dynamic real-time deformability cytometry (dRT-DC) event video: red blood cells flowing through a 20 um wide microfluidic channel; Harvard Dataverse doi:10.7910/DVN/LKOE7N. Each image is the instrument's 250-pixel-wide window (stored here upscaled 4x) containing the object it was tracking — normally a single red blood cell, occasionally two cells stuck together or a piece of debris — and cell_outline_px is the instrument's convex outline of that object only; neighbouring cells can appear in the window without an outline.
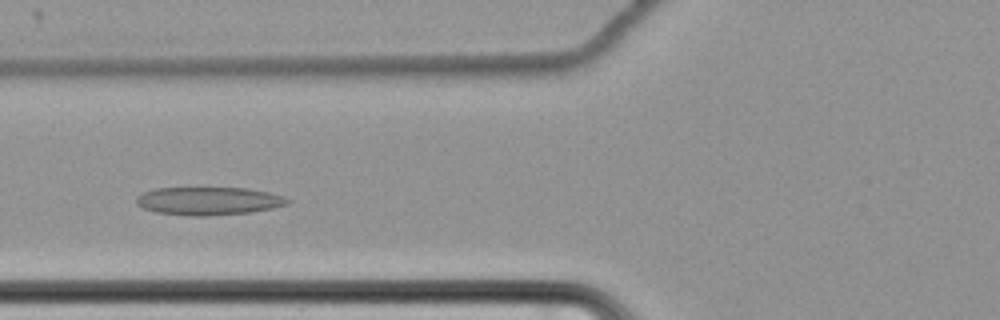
{"species": "common noctule bat (a hibernating species)", "species_latin": "Nyctalus noctula", "temperature_condition": "cold", "stored_images_in_passage": 57, "camera_frame_rate_fps": 3000, "um_per_image_px": 0.085, "animal": {"sex": "female", "body_mass_g": 22.7, "forearm_length_mm": 54.2}, "frame": {"image": 1, "passage_image": 21, "time_ms": 6.667, "image_size_px": [1000, 320], "cell_outline_px": [[292, 200], [288, 204], [272, 208], [252, 212], [208, 216], [192, 216], [156, 212], [144, 208], [136, 204], [136, 196], [152, 188], [248, 188], [268, 192], [284, 196]], "centroid_in_image_um": [17.74, 17.08], "position_along_channel_um": 108.1, "area_um2": 24.85}}
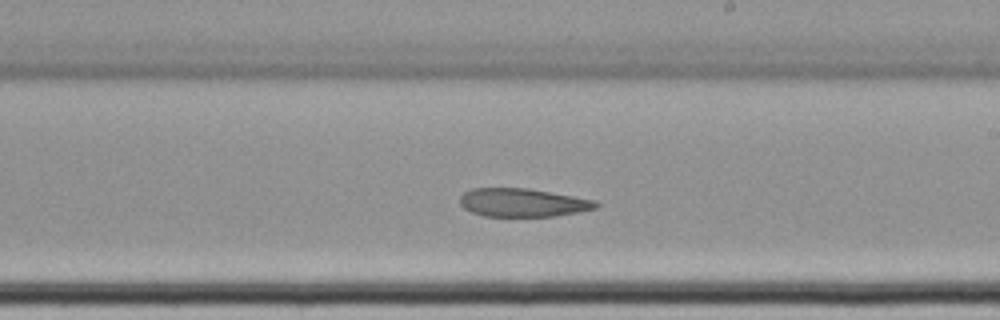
{"frame": {"image": 2, "passage_image": 33, "time_ms": 10.667, "image_size_px": [1000, 320], "cell_outline_px": [[600, 204], [596, 208], [580, 212], [556, 216], [484, 216], [472, 212], [464, 208], [460, 204], [460, 196], [464, 192], [472, 188], [528, 188], [596, 200]], "centroid_in_image_um": [44.44, 17.22], "position_along_channel_um": 244.6, "area_um2": 22.54}}
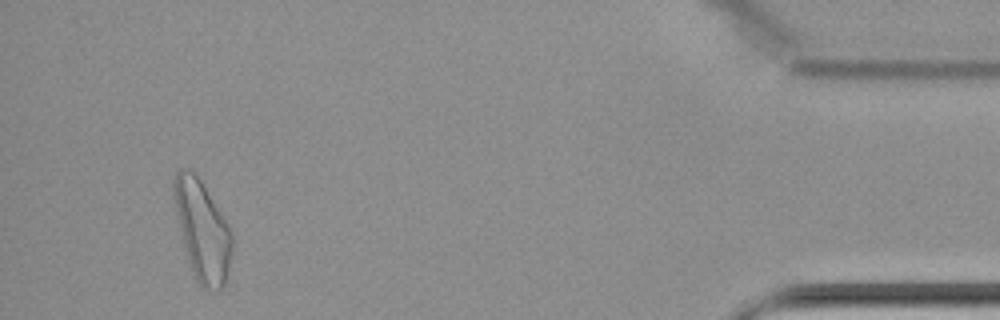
{"frame": {"image": 3, "passage_image": 54, "time_ms": 17.667, "image_size_px": [1000, 320], "cell_outline_px": [[232, 252], [228, 276], [224, 284], [220, 288], [204, 288], [196, 280], [192, 272], [188, 260], [172, 196], [172, 180], [176, 172], [180, 168], [188, 168], [200, 180], [228, 224], [232, 232]], "centroid_in_image_um": [17.19, 19.57], "position_along_channel_um": 418.0, "area_um2": 33.47}}